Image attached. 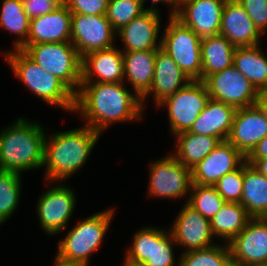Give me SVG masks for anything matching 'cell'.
Segmentation results:
<instances>
[{
	"label": "cell",
	"mask_w": 267,
	"mask_h": 266,
	"mask_svg": "<svg viewBox=\"0 0 267 266\" xmlns=\"http://www.w3.org/2000/svg\"><path fill=\"white\" fill-rule=\"evenodd\" d=\"M3 56L14 75L33 94L49 105L74 113L75 94L61 80L46 72L21 49L4 51Z\"/></svg>",
	"instance_id": "4"
},
{
	"label": "cell",
	"mask_w": 267,
	"mask_h": 266,
	"mask_svg": "<svg viewBox=\"0 0 267 266\" xmlns=\"http://www.w3.org/2000/svg\"><path fill=\"white\" fill-rule=\"evenodd\" d=\"M165 230L151 226L138 229L126 250L122 265L179 266L173 252V246L177 244L170 230Z\"/></svg>",
	"instance_id": "8"
},
{
	"label": "cell",
	"mask_w": 267,
	"mask_h": 266,
	"mask_svg": "<svg viewBox=\"0 0 267 266\" xmlns=\"http://www.w3.org/2000/svg\"><path fill=\"white\" fill-rule=\"evenodd\" d=\"M114 210L108 208L77 223L57 243L56 257L66 262L89 263L91 255L98 250L105 238Z\"/></svg>",
	"instance_id": "5"
},
{
	"label": "cell",
	"mask_w": 267,
	"mask_h": 266,
	"mask_svg": "<svg viewBox=\"0 0 267 266\" xmlns=\"http://www.w3.org/2000/svg\"><path fill=\"white\" fill-rule=\"evenodd\" d=\"M247 12L258 31H267V0H236Z\"/></svg>",
	"instance_id": "37"
},
{
	"label": "cell",
	"mask_w": 267,
	"mask_h": 266,
	"mask_svg": "<svg viewBox=\"0 0 267 266\" xmlns=\"http://www.w3.org/2000/svg\"><path fill=\"white\" fill-rule=\"evenodd\" d=\"M21 174L0 170V226L17 210L21 195Z\"/></svg>",
	"instance_id": "33"
},
{
	"label": "cell",
	"mask_w": 267,
	"mask_h": 266,
	"mask_svg": "<svg viewBox=\"0 0 267 266\" xmlns=\"http://www.w3.org/2000/svg\"><path fill=\"white\" fill-rule=\"evenodd\" d=\"M160 13L154 10H146L135 17L127 25L116 31L123 48L122 52L158 50L161 48ZM159 40V41H157Z\"/></svg>",
	"instance_id": "18"
},
{
	"label": "cell",
	"mask_w": 267,
	"mask_h": 266,
	"mask_svg": "<svg viewBox=\"0 0 267 266\" xmlns=\"http://www.w3.org/2000/svg\"><path fill=\"white\" fill-rule=\"evenodd\" d=\"M251 217L240 203L225 202L221 209L210 220L214 238L224 239L229 243L240 234Z\"/></svg>",
	"instance_id": "30"
},
{
	"label": "cell",
	"mask_w": 267,
	"mask_h": 266,
	"mask_svg": "<svg viewBox=\"0 0 267 266\" xmlns=\"http://www.w3.org/2000/svg\"><path fill=\"white\" fill-rule=\"evenodd\" d=\"M246 159H267V135L256 144Z\"/></svg>",
	"instance_id": "40"
},
{
	"label": "cell",
	"mask_w": 267,
	"mask_h": 266,
	"mask_svg": "<svg viewBox=\"0 0 267 266\" xmlns=\"http://www.w3.org/2000/svg\"><path fill=\"white\" fill-rule=\"evenodd\" d=\"M71 16L67 6L61 4L50 13L30 19L27 41L19 49L24 50L31 44L70 41Z\"/></svg>",
	"instance_id": "20"
},
{
	"label": "cell",
	"mask_w": 267,
	"mask_h": 266,
	"mask_svg": "<svg viewBox=\"0 0 267 266\" xmlns=\"http://www.w3.org/2000/svg\"><path fill=\"white\" fill-rule=\"evenodd\" d=\"M179 266H233L228 243L181 253Z\"/></svg>",
	"instance_id": "32"
},
{
	"label": "cell",
	"mask_w": 267,
	"mask_h": 266,
	"mask_svg": "<svg viewBox=\"0 0 267 266\" xmlns=\"http://www.w3.org/2000/svg\"><path fill=\"white\" fill-rule=\"evenodd\" d=\"M23 51L46 72L61 80L75 95L78 93L82 58L70 41L31 44Z\"/></svg>",
	"instance_id": "6"
},
{
	"label": "cell",
	"mask_w": 267,
	"mask_h": 266,
	"mask_svg": "<svg viewBox=\"0 0 267 266\" xmlns=\"http://www.w3.org/2000/svg\"><path fill=\"white\" fill-rule=\"evenodd\" d=\"M150 197L179 199L189 195L192 188V170L185 167L172 154L149 164Z\"/></svg>",
	"instance_id": "10"
},
{
	"label": "cell",
	"mask_w": 267,
	"mask_h": 266,
	"mask_svg": "<svg viewBox=\"0 0 267 266\" xmlns=\"http://www.w3.org/2000/svg\"><path fill=\"white\" fill-rule=\"evenodd\" d=\"M0 11V27L17 35L14 49H19L28 38L30 18L24 11L22 0H3Z\"/></svg>",
	"instance_id": "31"
},
{
	"label": "cell",
	"mask_w": 267,
	"mask_h": 266,
	"mask_svg": "<svg viewBox=\"0 0 267 266\" xmlns=\"http://www.w3.org/2000/svg\"><path fill=\"white\" fill-rule=\"evenodd\" d=\"M226 0H182L175 15L201 39L218 35Z\"/></svg>",
	"instance_id": "17"
},
{
	"label": "cell",
	"mask_w": 267,
	"mask_h": 266,
	"mask_svg": "<svg viewBox=\"0 0 267 266\" xmlns=\"http://www.w3.org/2000/svg\"><path fill=\"white\" fill-rule=\"evenodd\" d=\"M210 99L238 108L255 105L258 91L233 65L209 75L204 81Z\"/></svg>",
	"instance_id": "13"
},
{
	"label": "cell",
	"mask_w": 267,
	"mask_h": 266,
	"mask_svg": "<svg viewBox=\"0 0 267 266\" xmlns=\"http://www.w3.org/2000/svg\"><path fill=\"white\" fill-rule=\"evenodd\" d=\"M161 35V49L167 53L190 80L202 81V39L176 16Z\"/></svg>",
	"instance_id": "7"
},
{
	"label": "cell",
	"mask_w": 267,
	"mask_h": 266,
	"mask_svg": "<svg viewBox=\"0 0 267 266\" xmlns=\"http://www.w3.org/2000/svg\"><path fill=\"white\" fill-rule=\"evenodd\" d=\"M267 135V120L256 106L238 108L227 141L245 157Z\"/></svg>",
	"instance_id": "21"
},
{
	"label": "cell",
	"mask_w": 267,
	"mask_h": 266,
	"mask_svg": "<svg viewBox=\"0 0 267 266\" xmlns=\"http://www.w3.org/2000/svg\"><path fill=\"white\" fill-rule=\"evenodd\" d=\"M41 123L18 117L0 131V170L17 172L43 168L46 132Z\"/></svg>",
	"instance_id": "3"
},
{
	"label": "cell",
	"mask_w": 267,
	"mask_h": 266,
	"mask_svg": "<svg viewBox=\"0 0 267 266\" xmlns=\"http://www.w3.org/2000/svg\"><path fill=\"white\" fill-rule=\"evenodd\" d=\"M209 100L210 95L204 82L191 80L157 107L167 108L170 132L175 136L191 128Z\"/></svg>",
	"instance_id": "9"
},
{
	"label": "cell",
	"mask_w": 267,
	"mask_h": 266,
	"mask_svg": "<svg viewBox=\"0 0 267 266\" xmlns=\"http://www.w3.org/2000/svg\"><path fill=\"white\" fill-rule=\"evenodd\" d=\"M109 0H65L72 14L106 15Z\"/></svg>",
	"instance_id": "38"
},
{
	"label": "cell",
	"mask_w": 267,
	"mask_h": 266,
	"mask_svg": "<svg viewBox=\"0 0 267 266\" xmlns=\"http://www.w3.org/2000/svg\"><path fill=\"white\" fill-rule=\"evenodd\" d=\"M53 266H89L88 263L66 262L55 256Z\"/></svg>",
	"instance_id": "44"
},
{
	"label": "cell",
	"mask_w": 267,
	"mask_h": 266,
	"mask_svg": "<svg viewBox=\"0 0 267 266\" xmlns=\"http://www.w3.org/2000/svg\"><path fill=\"white\" fill-rule=\"evenodd\" d=\"M24 11L30 19L52 12L65 0H22Z\"/></svg>",
	"instance_id": "39"
},
{
	"label": "cell",
	"mask_w": 267,
	"mask_h": 266,
	"mask_svg": "<svg viewBox=\"0 0 267 266\" xmlns=\"http://www.w3.org/2000/svg\"><path fill=\"white\" fill-rule=\"evenodd\" d=\"M259 45L236 47L233 66L260 92L267 90V57Z\"/></svg>",
	"instance_id": "29"
},
{
	"label": "cell",
	"mask_w": 267,
	"mask_h": 266,
	"mask_svg": "<svg viewBox=\"0 0 267 266\" xmlns=\"http://www.w3.org/2000/svg\"><path fill=\"white\" fill-rule=\"evenodd\" d=\"M191 80L179 68L175 61L161 48L156 51L155 72L152 85L148 92L141 98L142 107L145 109V98L152 96L156 106L178 90L185 87Z\"/></svg>",
	"instance_id": "23"
},
{
	"label": "cell",
	"mask_w": 267,
	"mask_h": 266,
	"mask_svg": "<svg viewBox=\"0 0 267 266\" xmlns=\"http://www.w3.org/2000/svg\"><path fill=\"white\" fill-rule=\"evenodd\" d=\"M237 108L224 102L210 99L198 118L187 131L199 135L213 136L226 141Z\"/></svg>",
	"instance_id": "24"
},
{
	"label": "cell",
	"mask_w": 267,
	"mask_h": 266,
	"mask_svg": "<svg viewBox=\"0 0 267 266\" xmlns=\"http://www.w3.org/2000/svg\"><path fill=\"white\" fill-rule=\"evenodd\" d=\"M156 51L122 52L124 83L126 80L140 99L148 92L152 85L155 72Z\"/></svg>",
	"instance_id": "25"
},
{
	"label": "cell",
	"mask_w": 267,
	"mask_h": 266,
	"mask_svg": "<svg viewBox=\"0 0 267 266\" xmlns=\"http://www.w3.org/2000/svg\"><path fill=\"white\" fill-rule=\"evenodd\" d=\"M146 10L148 7L140 0H109L106 16L113 29L118 31Z\"/></svg>",
	"instance_id": "35"
},
{
	"label": "cell",
	"mask_w": 267,
	"mask_h": 266,
	"mask_svg": "<svg viewBox=\"0 0 267 266\" xmlns=\"http://www.w3.org/2000/svg\"><path fill=\"white\" fill-rule=\"evenodd\" d=\"M176 151L172 155L185 167L193 169L201 160L220 144L221 140L213 136L181 132L174 136Z\"/></svg>",
	"instance_id": "28"
},
{
	"label": "cell",
	"mask_w": 267,
	"mask_h": 266,
	"mask_svg": "<svg viewBox=\"0 0 267 266\" xmlns=\"http://www.w3.org/2000/svg\"><path fill=\"white\" fill-rule=\"evenodd\" d=\"M240 204L251 218H267V177L246 161Z\"/></svg>",
	"instance_id": "26"
},
{
	"label": "cell",
	"mask_w": 267,
	"mask_h": 266,
	"mask_svg": "<svg viewBox=\"0 0 267 266\" xmlns=\"http://www.w3.org/2000/svg\"><path fill=\"white\" fill-rule=\"evenodd\" d=\"M118 82H124V63L123 53L116 46L82 57L81 83Z\"/></svg>",
	"instance_id": "19"
},
{
	"label": "cell",
	"mask_w": 267,
	"mask_h": 266,
	"mask_svg": "<svg viewBox=\"0 0 267 266\" xmlns=\"http://www.w3.org/2000/svg\"><path fill=\"white\" fill-rule=\"evenodd\" d=\"M246 157L230 142L221 141L192 170V183L214 186L225 174L238 169Z\"/></svg>",
	"instance_id": "16"
},
{
	"label": "cell",
	"mask_w": 267,
	"mask_h": 266,
	"mask_svg": "<svg viewBox=\"0 0 267 266\" xmlns=\"http://www.w3.org/2000/svg\"><path fill=\"white\" fill-rule=\"evenodd\" d=\"M170 232L176 244L184 248V252L209 248L217 243L213 242L210 220L187 203L178 212Z\"/></svg>",
	"instance_id": "15"
},
{
	"label": "cell",
	"mask_w": 267,
	"mask_h": 266,
	"mask_svg": "<svg viewBox=\"0 0 267 266\" xmlns=\"http://www.w3.org/2000/svg\"><path fill=\"white\" fill-rule=\"evenodd\" d=\"M228 246L233 266H266L267 218H251Z\"/></svg>",
	"instance_id": "14"
},
{
	"label": "cell",
	"mask_w": 267,
	"mask_h": 266,
	"mask_svg": "<svg viewBox=\"0 0 267 266\" xmlns=\"http://www.w3.org/2000/svg\"><path fill=\"white\" fill-rule=\"evenodd\" d=\"M185 203L199 212L203 217L211 220L224 205L225 201L214 186L193 184Z\"/></svg>",
	"instance_id": "34"
},
{
	"label": "cell",
	"mask_w": 267,
	"mask_h": 266,
	"mask_svg": "<svg viewBox=\"0 0 267 266\" xmlns=\"http://www.w3.org/2000/svg\"><path fill=\"white\" fill-rule=\"evenodd\" d=\"M219 34L225 36L235 47L259 45L260 37H263L236 0H226Z\"/></svg>",
	"instance_id": "22"
},
{
	"label": "cell",
	"mask_w": 267,
	"mask_h": 266,
	"mask_svg": "<svg viewBox=\"0 0 267 266\" xmlns=\"http://www.w3.org/2000/svg\"><path fill=\"white\" fill-rule=\"evenodd\" d=\"M100 136L101 133L85 125L57 131L51 137L46 134L43 163L46 183L65 182L80 171Z\"/></svg>",
	"instance_id": "2"
},
{
	"label": "cell",
	"mask_w": 267,
	"mask_h": 266,
	"mask_svg": "<svg viewBox=\"0 0 267 266\" xmlns=\"http://www.w3.org/2000/svg\"><path fill=\"white\" fill-rule=\"evenodd\" d=\"M244 163L236 170L225 174L214 185L225 202L240 203L243 193Z\"/></svg>",
	"instance_id": "36"
},
{
	"label": "cell",
	"mask_w": 267,
	"mask_h": 266,
	"mask_svg": "<svg viewBox=\"0 0 267 266\" xmlns=\"http://www.w3.org/2000/svg\"><path fill=\"white\" fill-rule=\"evenodd\" d=\"M116 31L106 15L72 14L70 42L81 58L115 46ZM115 39V40H114Z\"/></svg>",
	"instance_id": "12"
},
{
	"label": "cell",
	"mask_w": 267,
	"mask_h": 266,
	"mask_svg": "<svg viewBox=\"0 0 267 266\" xmlns=\"http://www.w3.org/2000/svg\"><path fill=\"white\" fill-rule=\"evenodd\" d=\"M142 2V5L144 6L147 0H140ZM149 1V0H148ZM152 5L151 7L148 8V10H154V11H159L158 8L155 7L157 3H164L170 5V16H175L178 12L179 6H180V0H150Z\"/></svg>",
	"instance_id": "41"
},
{
	"label": "cell",
	"mask_w": 267,
	"mask_h": 266,
	"mask_svg": "<svg viewBox=\"0 0 267 266\" xmlns=\"http://www.w3.org/2000/svg\"><path fill=\"white\" fill-rule=\"evenodd\" d=\"M141 99L118 83H81L75 95L74 113L85 126L102 134L118 122L138 121L144 113Z\"/></svg>",
	"instance_id": "1"
},
{
	"label": "cell",
	"mask_w": 267,
	"mask_h": 266,
	"mask_svg": "<svg viewBox=\"0 0 267 266\" xmlns=\"http://www.w3.org/2000/svg\"><path fill=\"white\" fill-rule=\"evenodd\" d=\"M255 105L260 109L267 120V90H263L258 93Z\"/></svg>",
	"instance_id": "43"
},
{
	"label": "cell",
	"mask_w": 267,
	"mask_h": 266,
	"mask_svg": "<svg viewBox=\"0 0 267 266\" xmlns=\"http://www.w3.org/2000/svg\"><path fill=\"white\" fill-rule=\"evenodd\" d=\"M37 200L36 213L41 228L47 235L63 232L71 219L76 206V193L71 188L55 182ZM60 185H58V184Z\"/></svg>",
	"instance_id": "11"
},
{
	"label": "cell",
	"mask_w": 267,
	"mask_h": 266,
	"mask_svg": "<svg viewBox=\"0 0 267 266\" xmlns=\"http://www.w3.org/2000/svg\"><path fill=\"white\" fill-rule=\"evenodd\" d=\"M246 162L267 177V159H246Z\"/></svg>",
	"instance_id": "42"
},
{
	"label": "cell",
	"mask_w": 267,
	"mask_h": 266,
	"mask_svg": "<svg viewBox=\"0 0 267 266\" xmlns=\"http://www.w3.org/2000/svg\"><path fill=\"white\" fill-rule=\"evenodd\" d=\"M236 47L220 34L203 38L201 41L202 81L209 75L233 65Z\"/></svg>",
	"instance_id": "27"
}]
</instances>
